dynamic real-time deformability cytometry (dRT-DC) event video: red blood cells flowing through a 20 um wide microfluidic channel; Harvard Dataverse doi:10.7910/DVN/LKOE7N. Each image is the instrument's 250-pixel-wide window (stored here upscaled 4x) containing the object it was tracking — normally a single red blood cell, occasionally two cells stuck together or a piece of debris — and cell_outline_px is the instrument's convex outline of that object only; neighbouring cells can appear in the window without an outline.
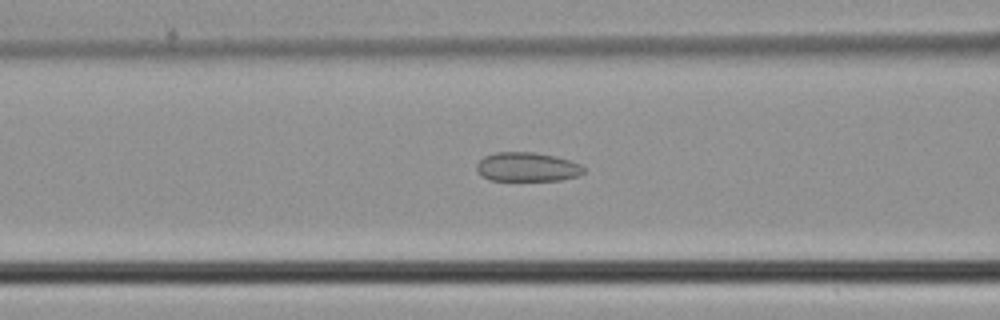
{"species": "common noctule bat (a hibernating species)", "species_latin": "Nyctalus noctula", "temperature_condition": "cold", "stored_images_in_passage": 44, "camera_frame_rate_fps": 3000, "um_per_image_px": 0.085, "animal": {"sex": "male", "body_mass_g": 21.5, "forearm_length_mm": 52.0}, "frame": {"image": 1, "passage_image": 19, "time_ms": 6.0, "image_size_px": [1000, 320], "cell_outline_px": [[584, 172], [576, 176], [560, 180], [488, 180], [476, 168], [476, 164], [484, 156], [496, 152], [536, 152], [556, 156], [580, 164], [584, 168]], "centroid_in_image_um": [44.8, 14.18], "position_along_channel_um": 121.8, "area_um2": 18.03}}
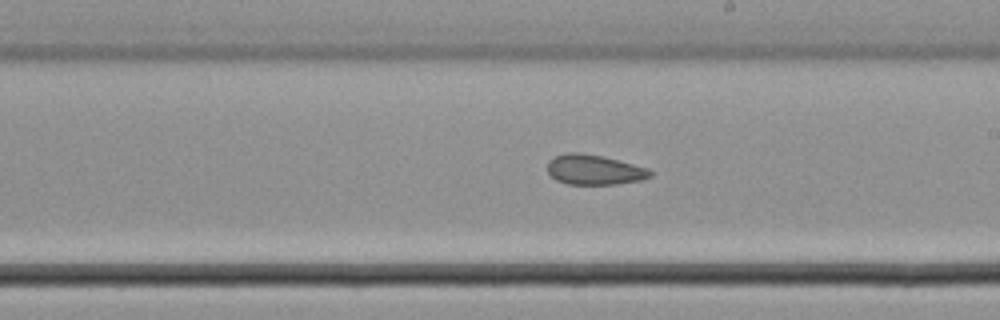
{"frame": {"image": 2, "passage_image": 27, "time_ms": 8.667, "image_size_px": [1000, 320], "cell_outline_px": [[652, 176], [644, 180], [616, 184], [568, 184], [556, 180], [548, 172], [548, 160], [564, 152], [580, 152], [604, 156], [648, 168], [652, 172]], "centroid_in_image_um": [50.53, 14.42], "position_along_channel_um": 238.5, "area_um2": 18.15}}
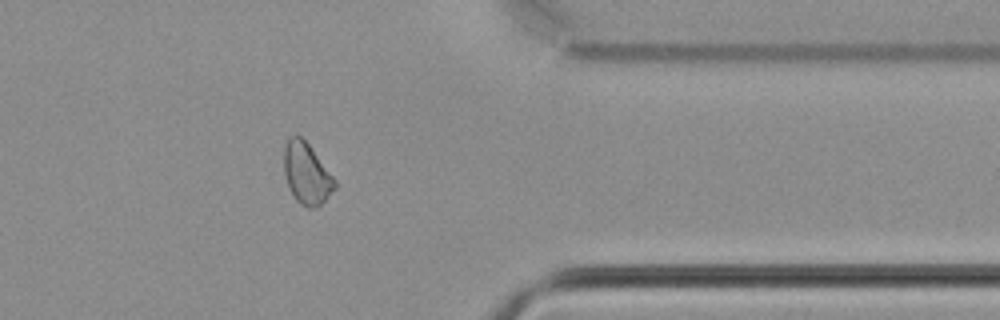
{"frame": {"image": 3, "passage_image": 38, "time_ms": 12.333, "image_size_px": [1000, 320], "cell_outline_px": [[336, 188], [320, 204], [312, 208], [308, 208], [300, 204], [296, 200], [288, 184], [284, 172], [284, 148], [288, 140], [292, 136], [300, 136], [308, 144], [336, 180]], "centroid_in_image_um": [26.06, 14.76], "position_along_channel_um": 385.3, "area_um2": 17.69}}